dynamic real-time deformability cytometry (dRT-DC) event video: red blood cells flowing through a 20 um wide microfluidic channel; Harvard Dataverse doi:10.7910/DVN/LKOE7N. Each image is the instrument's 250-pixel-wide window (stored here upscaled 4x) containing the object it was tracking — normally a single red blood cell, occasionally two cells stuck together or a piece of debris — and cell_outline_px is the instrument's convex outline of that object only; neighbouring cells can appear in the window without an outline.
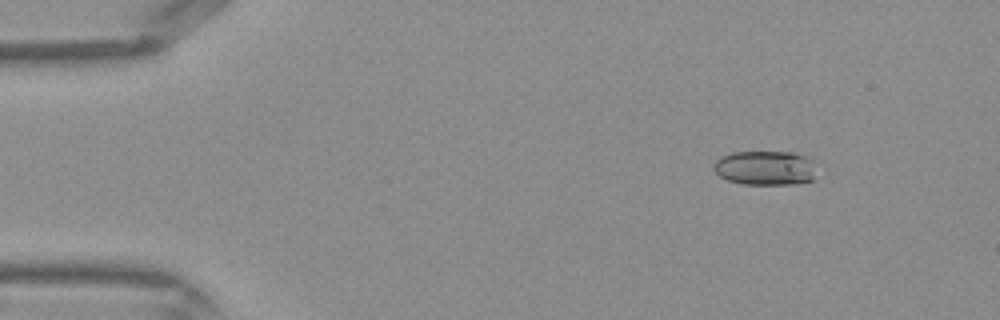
{"species": "Egyptian fruit bat (a non-hibernating species)", "species_latin": "Rousettus aegyptiacus", "temperature_condition": "warm", "stored_images_in_passage": 38, "camera_frame_rate_fps": 3000, "um_per_image_px": 0.085, "frame": {"image": 1, "passage_image": 1, "time_ms": 0.0, "image_size_px": [1000, 320], "cell_outline_px": [[812, 180], [792, 184], [744, 184], [728, 180], [720, 176], [712, 168], [716, 160], [720, 156], [732, 152], [792, 152], [804, 156], [812, 160]], "centroid_in_image_um": [64.97, 14.26], "position_along_channel_um": 20.0, "area_um2": 20.35}}
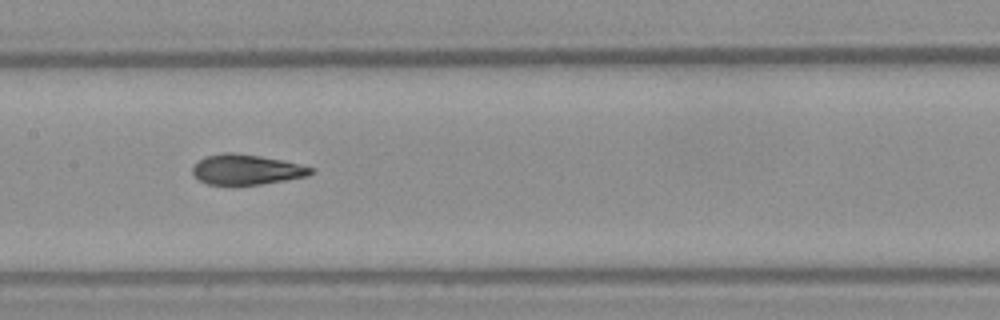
{"frame": {"image": 2, "passage_image": 17, "time_ms": 5.333, "image_size_px": [1000, 320], "cell_outline_px": [[316, 168], [308, 176], [260, 184], [208, 184], [200, 180], [192, 172], [192, 168], [204, 156], [224, 152], [236, 152], [284, 160]], "centroid_in_image_um": [20.97, 14.39], "position_along_channel_um": 186.4, "area_um2": 20.69}}
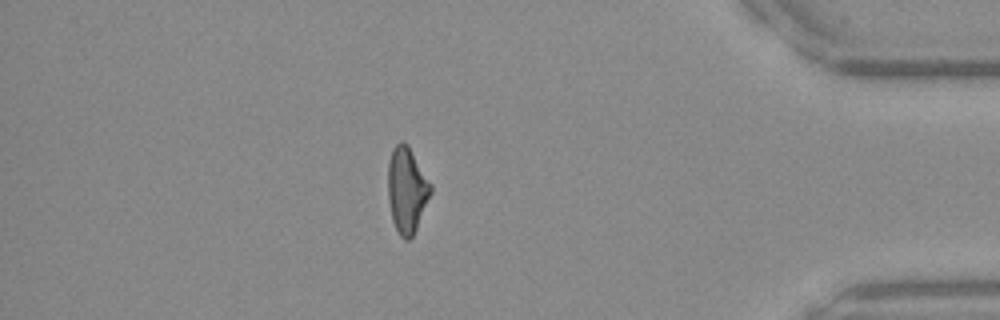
{"frame": {"image": 3, "passage_image": 33, "time_ms": 10.667, "image_size_px": [1000, 320], "cell_outline_px": [[432, 192], [416, 228], [412, 236], [408, 240], [404, 240], [400, 236], [392, 220], [388, 200], [388, 164], [392, 148], [400, 140], [408, 144], [432, 184]], "centroid_in_image_um": [34.58, 16.12], "position_along_channel_um": 400.6, "area_um2": 21.44}}